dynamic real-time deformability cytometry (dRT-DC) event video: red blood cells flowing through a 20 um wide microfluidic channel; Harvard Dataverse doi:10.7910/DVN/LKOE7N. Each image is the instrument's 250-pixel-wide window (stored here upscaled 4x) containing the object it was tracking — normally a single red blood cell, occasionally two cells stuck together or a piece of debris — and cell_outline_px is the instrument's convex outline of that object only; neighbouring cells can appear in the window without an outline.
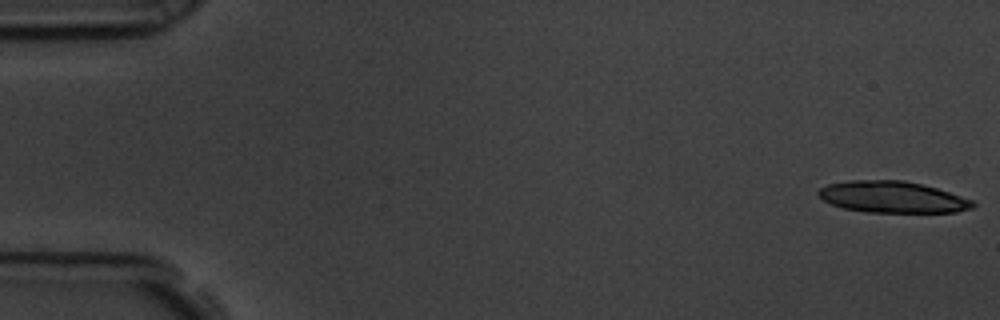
{"species": "common noctule bat (a hibernating species)", "species_latin": "Nyctalus noctula", "temperature_condition": "room temperature", "stored_images_in_passage": 58, "camera_frame_rate_fps": 3000, "um_per_image_px": 0.085, "animal": {"sex": "male", "body_mass_g": 19.5, "forearm_length_mm": 54.6}, "frame": {"image": 1, "passage_image": 1, "time_ms": 0.0, "image_size_px": [1000, 320], "cell_outline_px": [[976, 204], [972, 208], [956, 212], [868, 212], [844, 208], [832, 204], [824, 200], [816, 192], [820, 188], [828, 184], [848, 180], [904, 180], [936, 188], [972, 200]], "centroid_in_image_um": [75.84, 16.74], "position_along_channel_um": 9.2, "area_um2": 28.09}}
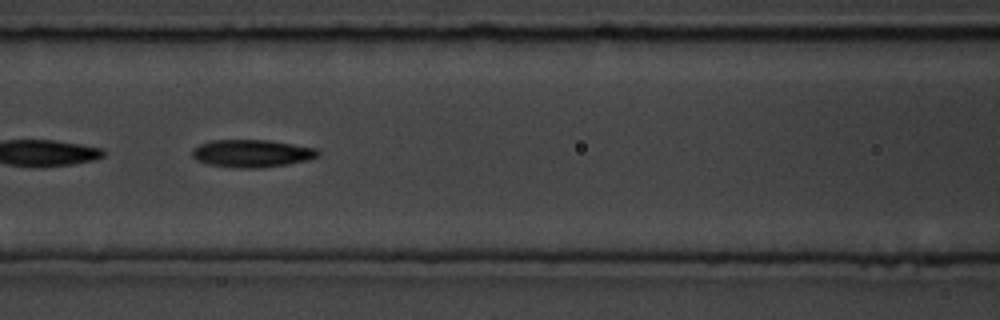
{"frame": {"image": 2, "passage_image": 25, "time_ms": 8.0, "image_size_px": [1000, 320], "cell_outline_px": [[320, 156], [308, 160], [288, 164], [256, 168], [236, 168], [208, 164], [196, 160], [192, 156], [192, 148], [200, 144], [212, 140], [268, 140], [316, 148], [320, 152]], "centroid_in_image_um": [21.4, 13.04], "position_along_channel_um": 145.2, "area_um2": 20.29}}
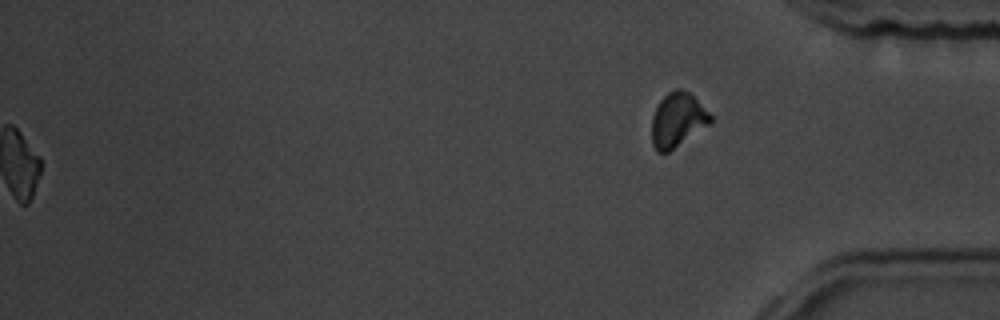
{"frame": {"image": 3, "passage_image": 58, "time_ms": 19.0, "image_size_px": [1000, 320], "cell_outline_px": [[712, 120], [708, 124], [668, 152], [656, 152], [652, 144], [652, 116], [660, 100], [668, 92], [676, 88], [680, 88], [688, 92], [712, 116]], "centroid_in_image_um": [57.55, 10.19], "position_along_channel_um": 377.7, "area_um2": 18.09}, "authors_computed_cell_mechanics": {"area_um2": 20.3745, "velocity_mm_per_s": 3.5668, "shape_relaxation_time_tau1_ms": 3.833, "shape_relaxation_time_tau2_ms": 4.135, "deformation_change_tau1": 0.1243, "deformation_change_tau2": 0.0942}}